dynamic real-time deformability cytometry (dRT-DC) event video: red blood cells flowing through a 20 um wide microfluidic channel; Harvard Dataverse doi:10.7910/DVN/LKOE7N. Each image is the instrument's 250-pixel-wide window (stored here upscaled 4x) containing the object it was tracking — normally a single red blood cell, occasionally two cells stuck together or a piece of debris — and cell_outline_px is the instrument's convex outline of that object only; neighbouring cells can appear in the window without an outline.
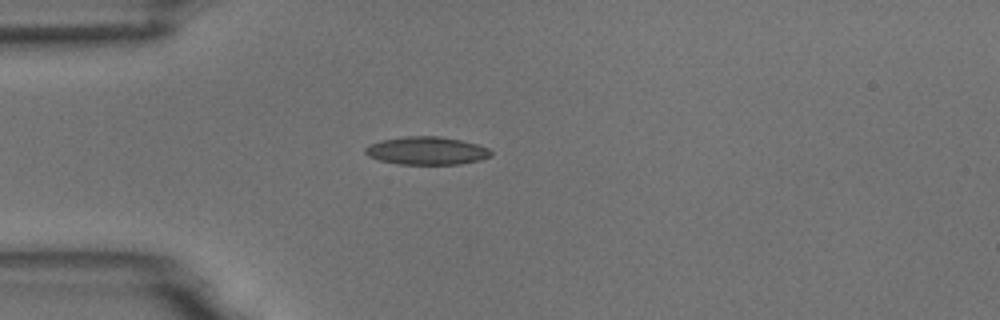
{"species": "common noctule bat (a hibernating species)", "species_latin": "Nyctalus noctula", "temperature_condition": "room temperature", "stored_images_in_passage": 2, "camera_frame_rate_fps": 3000, "um_per_image_px": 0.085, "animal": {"sex": "male", "body_mass_g": 18.8}, "frame": {"image": 1, "passage_image": 1, "time_ms": 0.0, "image_size_px": [1000, 320], "cell_outline_px": [[492, 156], [480, 160], [460, 164], [400, 164], [380, 160], [368, 156], [364, 152], [364, 148], [368, 144], [380, 140], [404, 136], [440, 136], [460, 140], [476, 144], [488, 148], [492, 152]], "centroid_in_image_um": [36.24, 12.8], "position_along_channel_um": 48.8, "area_um2": 20.58}}